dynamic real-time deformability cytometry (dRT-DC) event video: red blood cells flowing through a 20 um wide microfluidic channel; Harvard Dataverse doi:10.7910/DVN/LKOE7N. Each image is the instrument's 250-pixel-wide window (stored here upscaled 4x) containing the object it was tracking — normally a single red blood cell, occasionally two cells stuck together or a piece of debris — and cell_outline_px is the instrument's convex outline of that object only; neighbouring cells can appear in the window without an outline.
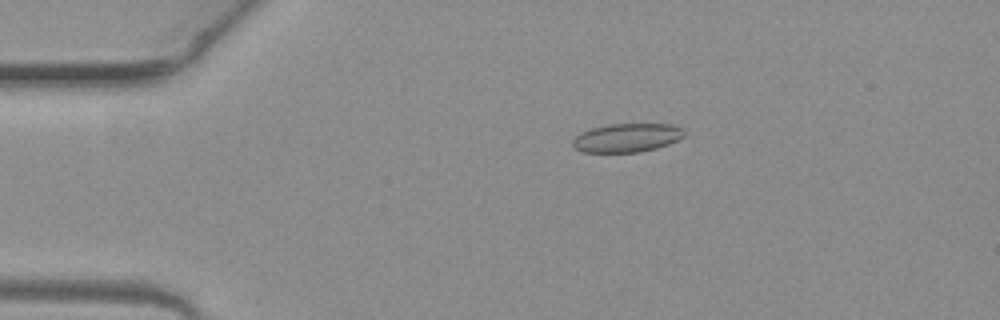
{"species": "common noctule bat (a hibernating species)", "species_latin": "Nyctalus noctula", "temperature_condition": "warm", "stored_images_in_passage": 5, "camera_frame_rate_fps": 3000, "um_per_image_px": 0.085, "animal": {"sex": "female", "body_mass_g": 19.3, "forearm_length_mm": 54.1}, "frame": {"image": 1, "passage_image": 3, "time_ms": 0.667, "image_size_px": [1000, 320], "cell_outline_px": [[684, 136], [668, 144], [656, 148], [640, 152], [584, 152], [576, 148], [572, 144], [572, 140], [580, 132], [592, 128], [608, 124], [672, 124], [684, 128]], "centroid_in_image_um": [53.29, 11.7], "position_along_channel_um": 31.7, "area_um2": 18.61}}